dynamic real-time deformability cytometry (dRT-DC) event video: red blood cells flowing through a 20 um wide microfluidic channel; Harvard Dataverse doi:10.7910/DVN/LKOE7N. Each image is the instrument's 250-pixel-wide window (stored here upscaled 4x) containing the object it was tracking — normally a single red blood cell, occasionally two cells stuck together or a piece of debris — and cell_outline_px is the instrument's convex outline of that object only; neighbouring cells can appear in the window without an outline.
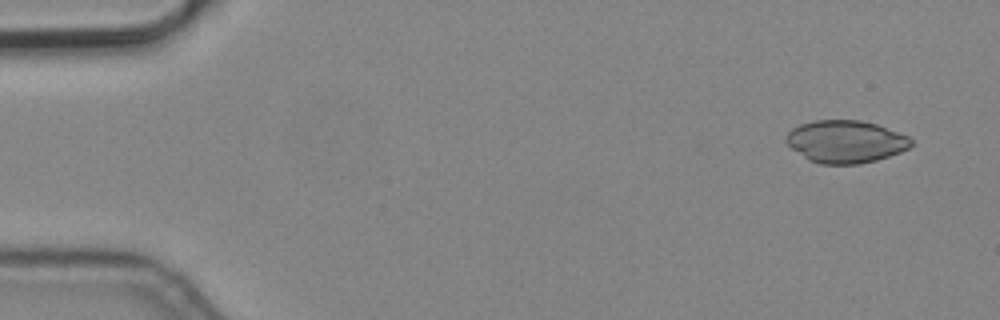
{"species": "common noctule bat (a hibernating species)", "species_latin": "Nyctalus noctula", "temperature_condition": "cold", "stored_images_in_passage": 4, "camera_frame_rate_fps": 3000, "um_per_image_px": 0.085, "animal": {"sex": "male", "body_mass_g": 19.2, "forearm_length_mm": 51.8}, "frame": {"image": 1, "passage_image": 1, "time_ms": 0.0, "image_size_px": [1000, 320], "cell_outline_px": [[912, 144], [908, 148], [900, 152], [876, 160], [860, 164], [820, 164], [808, 160], [792, 148], [784, 140], [784, 136], [792, 128], [800, 124], [816, 120], [860, 120], [876, 124], [908, 136], [912, 140]], "centroid_in_image_um": [71.85, 12.04], "position_along_channel_um": 13.2, "area_um2": 30.92}}